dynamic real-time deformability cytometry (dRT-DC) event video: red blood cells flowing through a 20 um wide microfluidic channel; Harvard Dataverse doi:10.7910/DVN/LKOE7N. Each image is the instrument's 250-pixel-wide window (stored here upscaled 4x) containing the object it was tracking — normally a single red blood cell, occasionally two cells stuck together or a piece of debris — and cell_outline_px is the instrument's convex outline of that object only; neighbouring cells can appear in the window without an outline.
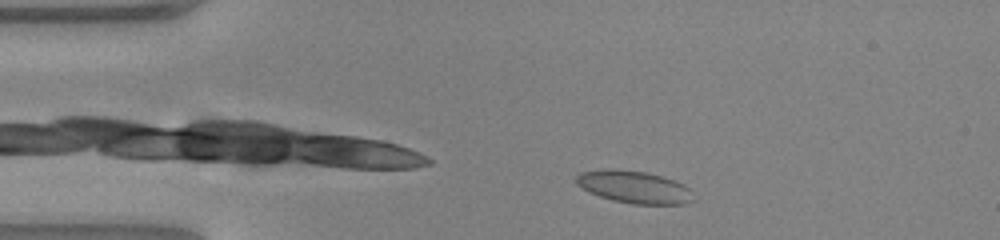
{"species": "common noctule bat (a hibernating species)", "species_latin": "Nyctalus noctula", "temperature_condition": "warm", "stored_images_in_passage": 48, "camera_frame_rate_fps": 3000, "um_per_image_px": 0.085, "animal": {"sex": "female", "body_mass_g": 23.0, "forearm_length_mm": 53.4}, "frame": {"image": 1, "passage_image": 4, "time_ms": 1.0, "image_size_px": [1000, 240], "cell_outline_px": [[692, 200], [680, 204], [632, 204], [612, 200], [588, 192], [576, 184], [576, 176], [580, 172], [644, 172], [660, 176], [684, 184], [688, 188]], "centroid_in_image_um": [53.91, 15.95], "position_along_channel_um": 31.1, "area_um2": 20.87}}
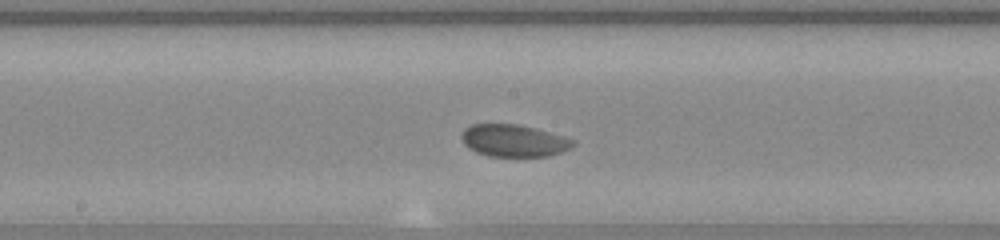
{"frame": {"image": 2, "passage_image": 22, "time_ms": 7.0, "image_size_px": [1000, 240], "cell_outline_px": [[576, 144], [572, 148], [548, 156], [488, 156], [476, 152], [468, 148], [464, 144], [460, 136], [464, 128], [472, 124], [520, 124], [536, 128], [564, 136], [576, 140]], "centroid_in_image_um": [43.68, 11.95], "position_along_channel_um": 204.5, "area_um2": 21.15}}
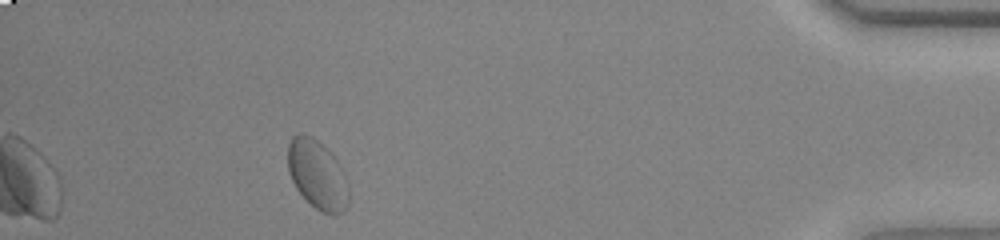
{"frame": {"image": 3, "passage_image": 43, "time_ms": 14.0, "image_size_px": [1000, 240], "cell_outline_px": [[348, 204], [344, 212], [336, 216], [332, 216], [320, 212], [296, 188], [288, 172], [288, 144], [292, 136], [300, 132], [304, 132], [312, 136], [340, 164], [344, 172], [348, 184]], "centroid_in_image_um": [26.98, 14.87], "position_along_channel_um": 408.2, "area_um2": 24.57}}